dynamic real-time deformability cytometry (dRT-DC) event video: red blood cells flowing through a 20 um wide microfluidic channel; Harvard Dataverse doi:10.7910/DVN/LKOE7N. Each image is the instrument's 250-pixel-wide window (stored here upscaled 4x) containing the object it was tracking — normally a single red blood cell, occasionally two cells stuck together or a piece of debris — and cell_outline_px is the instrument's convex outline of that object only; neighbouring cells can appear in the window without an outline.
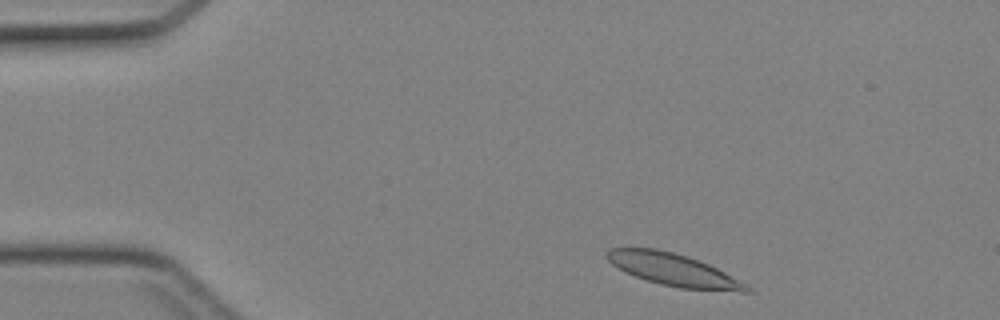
{"species": "Egyptian fruit bat (a non-hibernating species)", "species_latin": "Rousettus aegyptiacus", "temperature_condition": "cold", "stored_images_in_passage": 39, "camera_frame_rate_fps": 3000, "um_per_image_px": 0.085, "animal": {"sex": "female"}, "frame": {"image": 1, "passage_image": 2, "time_ms": 0.333, "image_size_px": [1000, 320], "cell_outline_px": [[752, 292], [740, 292], [680, 288], [660, 284], [624, 272], [612, 264], [604, 256], [608, 248], [656, 248], [688, 256], [700, 260], [748, 284], [752, 288]], "centroid_in_image_um": [57.26, 22.93], "position_along_channel_um": 27.7, "area_um2": 26.41}}
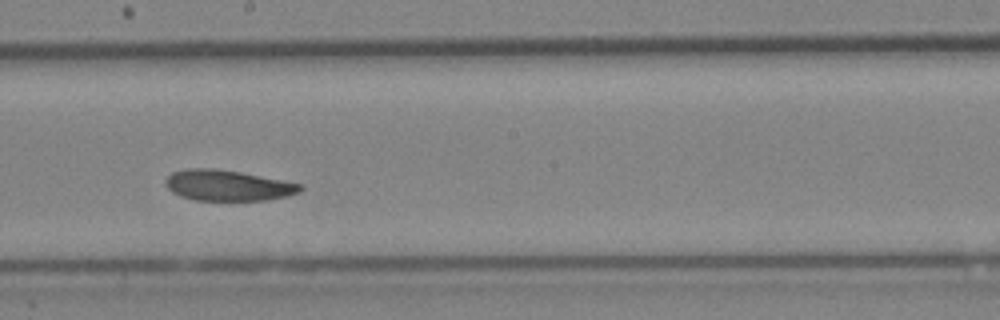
{"frame": {"image": 2, "passage_image": 20, "time_ms": 6.333, "image_size_px": [1000, 320], "cell_outline_px": [[304, 188], [300, 192], [288, 196], [268, 200], [192, 200], [180, 196], [172, 192], [168, 188], [164, 180], [172, 172], [188, 168], [212, 168], [240, 172], [304, 184]], "centroid_in_image_um": [19.38, 15.76], "position_along_channel_um": 228.8, "area_um2": 24.28}}
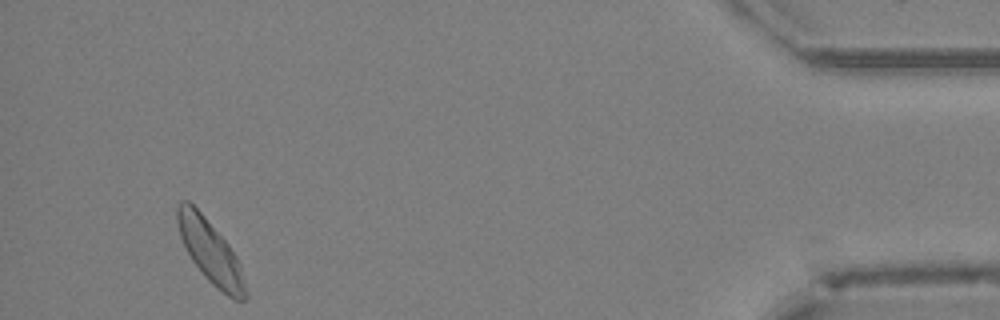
{"frame": {"image": 3, "passage_image": 37, "time_ms": 12.0, "image_size_px": [1000, 320], "cell_outline_px": [[248, 296], [244, 300], [236, 300], [228, 296], [212, 284], [204, 276], [192, 260], [180, 236], [176, 220], [176, 204], [180, 200], [188, 200], [204, 216], [228, 244], [236, 256], [240, 264], [248, 292]], "centroid_in_image_um": [17.88, 21.39], "position_along_channel_um": 417.3, "area_um2": 24.85}}